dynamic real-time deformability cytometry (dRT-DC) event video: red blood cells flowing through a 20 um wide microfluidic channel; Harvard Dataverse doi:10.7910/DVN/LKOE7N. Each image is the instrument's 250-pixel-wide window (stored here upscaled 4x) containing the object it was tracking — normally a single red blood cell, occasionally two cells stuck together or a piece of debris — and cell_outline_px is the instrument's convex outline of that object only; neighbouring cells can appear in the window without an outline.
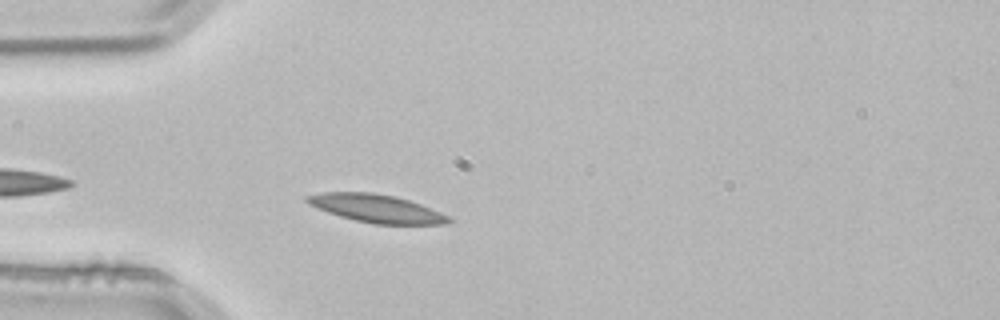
{"species": "common noctule bat (a hibernating species)", "species_latin": "Nyctalus noctula", "temperature_condition": "room temperature", "stored_images_in_passage": 2, "camera_frame_rate_fps": 3000, "um_per_image_px": 0.085, "animal": {"sex": "male", "body_mass_g": 21.5, "forearm_length_mm": 52.0}, "frame": {"image": 1, "passage_image": 2, "time_ms": 0.333, "image_size_px": [1000, 320], "cell_outline_px": [[456, 220], [448, 224], [372, 224], [340, 216], [316, 208], [308, 204], [304, 200], [304, 196], [324, 192], [372, 192], [396, 196], [420, 204], [440, 212]], "centroid_in_image_um": [31.99, 17.72], "position_along_channel_um": 53.0, "area_um2": 23.24}}